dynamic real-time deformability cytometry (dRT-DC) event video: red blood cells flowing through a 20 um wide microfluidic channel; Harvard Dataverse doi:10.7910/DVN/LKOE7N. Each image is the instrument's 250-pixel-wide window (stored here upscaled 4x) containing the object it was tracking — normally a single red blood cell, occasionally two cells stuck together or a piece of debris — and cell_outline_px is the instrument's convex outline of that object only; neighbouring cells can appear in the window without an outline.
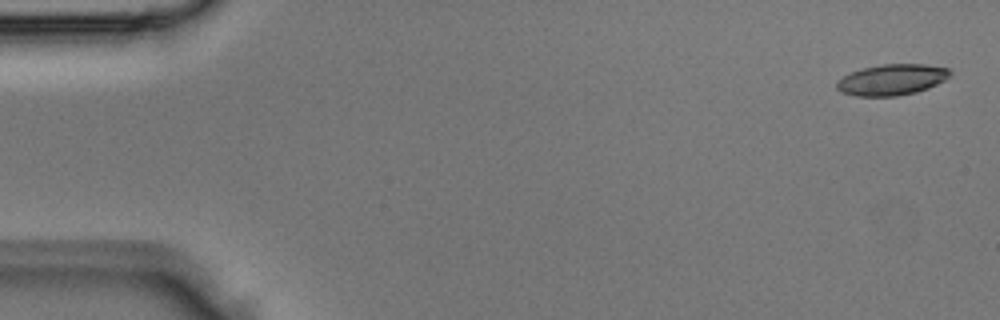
{"species": "Egyptian fruit bat (a non-hibernating species)", "species_latin": "Rousettus aegyptiacus", "temperature_condition": "room temperature", "stored_images_in_passage": 3, "camera_frame_rate_fps": 3000, "um_per_image_px": 0.085, "animal": {"sex": "male"}, "frame": {"image": 1, "passage_image": 1, "time_ms": 0.0, "image_size_px": [1000, 320], "cell_outline_px": [[952, 72], [944, 80], [928, 88], [916, 92], [896, 96], [856, 96], [840, 92], [836, 88], [836, 80], [852, 72], [864, 68], [880, 64], [924, 64], [948, 68]], "centroid_in_image_um": [75.78, 6.78], "position_along_channel_um": 9.2, "area_um2": 20.4}}
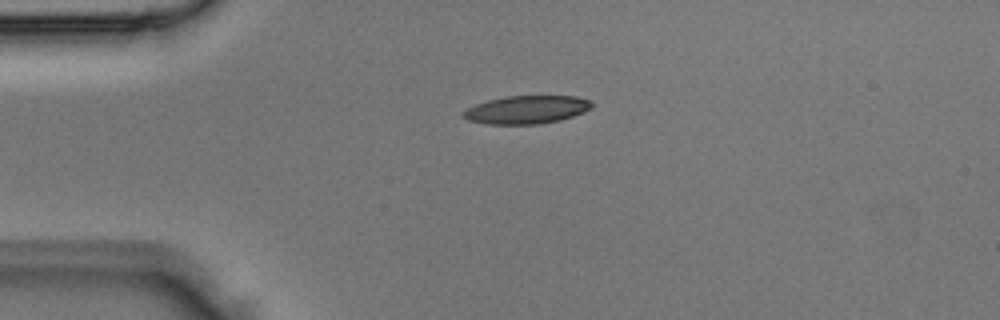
{"frame": {"image": 2, "passage_image": 3, "time_ms": 0.667, "image_size_px": [1000, 320], "cell_outline_px": [[592, 108], [584, 112], [560, 120], [540, 124], [488, 124], [468, 120], [464, 116], [464, 112], [468, 108], [476, 104], [488, 100], [504, 96], [576, 96], [592, 100]], "centroid_in_image_um": [44.81, 9.31], "position_along_channel_um": 40.2, "area_um2": 20.98}}